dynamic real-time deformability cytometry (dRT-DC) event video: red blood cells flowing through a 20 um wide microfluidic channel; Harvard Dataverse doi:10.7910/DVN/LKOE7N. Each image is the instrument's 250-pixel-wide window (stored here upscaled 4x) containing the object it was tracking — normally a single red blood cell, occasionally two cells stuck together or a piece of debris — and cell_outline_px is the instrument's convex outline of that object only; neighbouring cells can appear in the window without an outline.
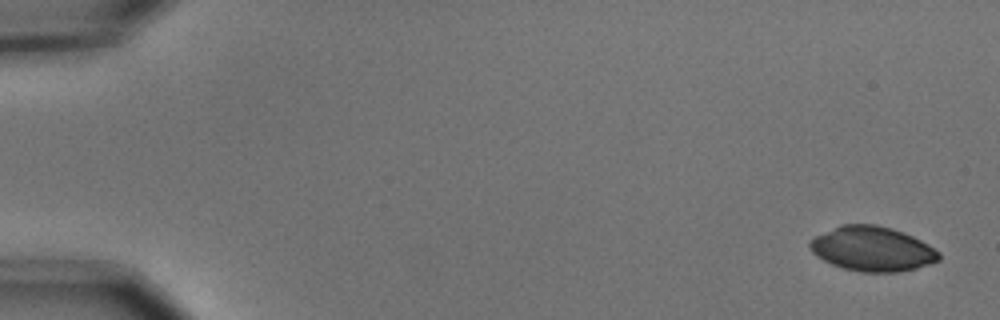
{"species": "common noctule bat (a hibernating species)", "species_latin": "Nyctalus noctula", "temperature_condition": "cold", "stored_images_in_passage": 6, "camera_frame_rate_fps": 3000, "um_per_image_px": 0.085, "animal": {"sex": "male", "body_mass_g": 15.6}, "frame": {"image": 1, "passage_image": 1, "time_ms": 0.0, "image_size_px": [1000, 320], "cell_outline_px": [[940, 260], [916, 268], [896, 272], [860, 272], [844, 268], [832, 264], [816, 256], [808, 248], [808, 244], [816, 236], [840, 224], [876, 224], [892, 228], [904, 232], [928, 244], [940, 252]], "centroid_in_image_um": [74.14, 21.15], "position_along_channel_um": 10.9, "area_um2": 33.58}}